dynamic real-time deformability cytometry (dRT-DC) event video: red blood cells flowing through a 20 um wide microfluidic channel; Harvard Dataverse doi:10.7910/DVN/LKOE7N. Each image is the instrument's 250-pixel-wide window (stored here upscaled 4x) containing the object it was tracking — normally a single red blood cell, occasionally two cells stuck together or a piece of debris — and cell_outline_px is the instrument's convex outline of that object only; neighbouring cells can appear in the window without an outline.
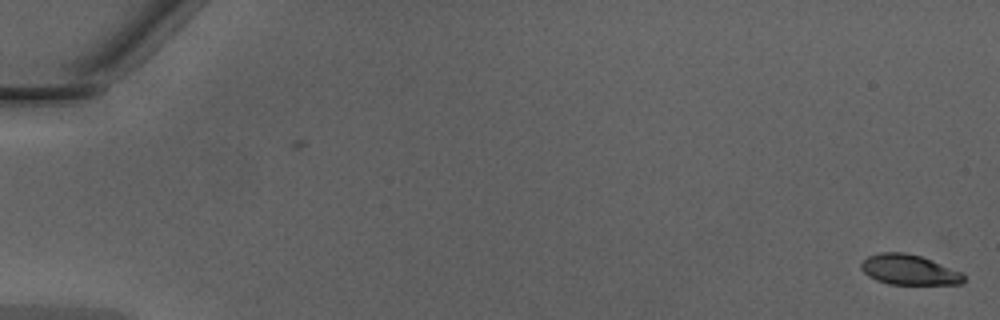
{"species": "Egyptian fruit bat (a non-hibernating species)", "species_latin": "Rousettus aegyptiacus", "temperature_condition": "warm", "stored_images_in_passage": 3, "camera_frame_rate_fps": 3000, "um_per_image_px": 0.085, "animal": {"sex": "male"}, "frame": {"image": 1, "passage_image": 3, "time_ms": 0.667, "image_size_px": [1000, 320], "cell_outline_px": [[964, 280], [960, 284], [888, 284], [876, 280], [868, 276], [860, 268], [860, 264], [868, 256], [880, 252], [904, 252], [920, 256], [932, 260], [964, 272]], "centroid_in_image_um": [77.27, 22.93], "position_along_channel_um": 7.7, "area_um2": 18.15}}